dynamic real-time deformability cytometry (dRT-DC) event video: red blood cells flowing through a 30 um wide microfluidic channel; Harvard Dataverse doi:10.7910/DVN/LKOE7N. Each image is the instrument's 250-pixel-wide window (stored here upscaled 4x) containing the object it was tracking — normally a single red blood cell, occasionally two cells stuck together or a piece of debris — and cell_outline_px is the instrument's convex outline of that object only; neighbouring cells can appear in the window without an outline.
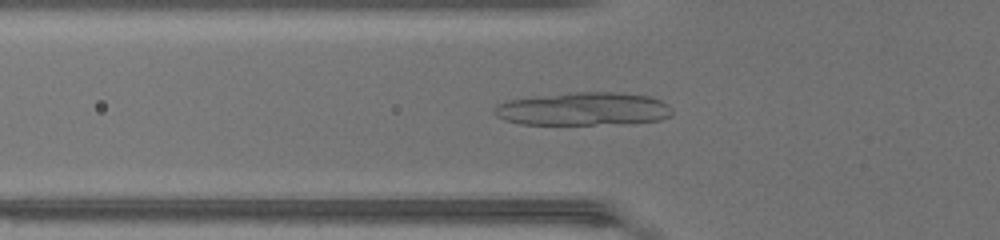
{"species": "common noctule bat (a hibernating species)", "species_latin": "Nyctalus noctula", "temperature_condition": "warm", "stored_images_in_passage": 47, "camera_frame_rate_fps": 3000, "um_per_image_px": 0.085, "animal": {"sex": "female", "body_mass_g": 17.0, "forearm_length_mm": 48.0}, "frame": {"image": 1, "passage_image": 17, "time_ms": 5.333, "image_size_px": [1000, 240], "cell_outline_px": [[672, 116], [660, 120], [592, 124], [520, 124], [504, 120], [496, 116], [492, 112], [500, 104], [508, 100], [576, 92], [608, 92], [648, 96], [660, 100], [668, 104], [672, 108]], "centroid_in_image_um": [49.59, 9.26], "position_along_channel_um": 76.2, "area_um2": 33.7}}
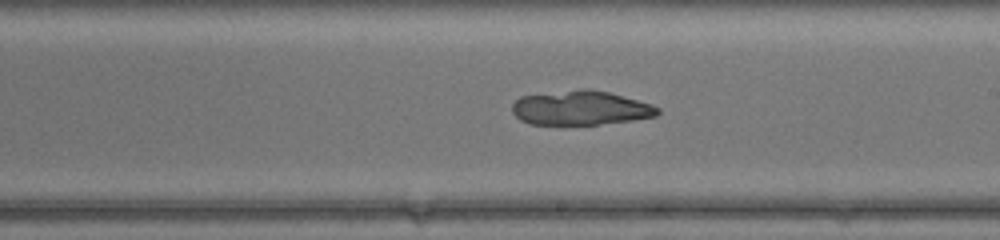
{"frame": {"image": 2, "passage_image": 28, "time_ms": 9.0, "image_size_px": [1000, 240], "cell_outline_px": [[660, 112], [656, 116], [632, 120], [600, 124], [528, 124], [520, 120], [512, 112], [512, 104], [520, 96], [584, 88], [608, 92], [652, 104], [660, 108]], "centroid_in_image_um": [49.34, 9.17], "position_along_channel_um": 239.7, "area_um2": 29.02}}
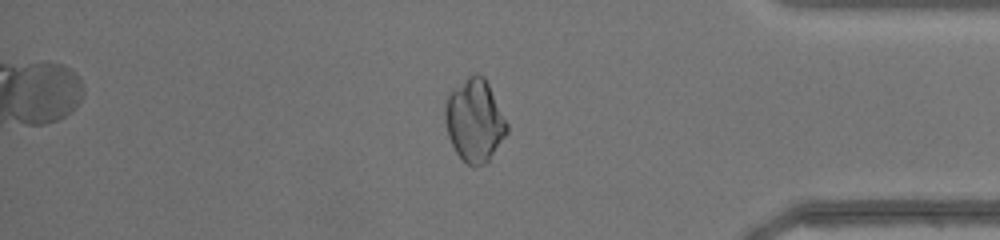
{"frame": {"image": 3, "passage_image": 40, "time_ms": 13.0, "image_size_px": [1000, 240], "cell_outline_px": [[508, 132], [488, 160], [484, 164], [476, 168], [472, 168], [456, 152], [448, 136], [444, 120], [444, 108], [448, 96], [468, 76], [476, 72], [484, 76], [508, 124]], "centroid_in_image_um": [40.34, 10.26], "position_along_channel_um": 394.9, "area_um2": 29.48}}